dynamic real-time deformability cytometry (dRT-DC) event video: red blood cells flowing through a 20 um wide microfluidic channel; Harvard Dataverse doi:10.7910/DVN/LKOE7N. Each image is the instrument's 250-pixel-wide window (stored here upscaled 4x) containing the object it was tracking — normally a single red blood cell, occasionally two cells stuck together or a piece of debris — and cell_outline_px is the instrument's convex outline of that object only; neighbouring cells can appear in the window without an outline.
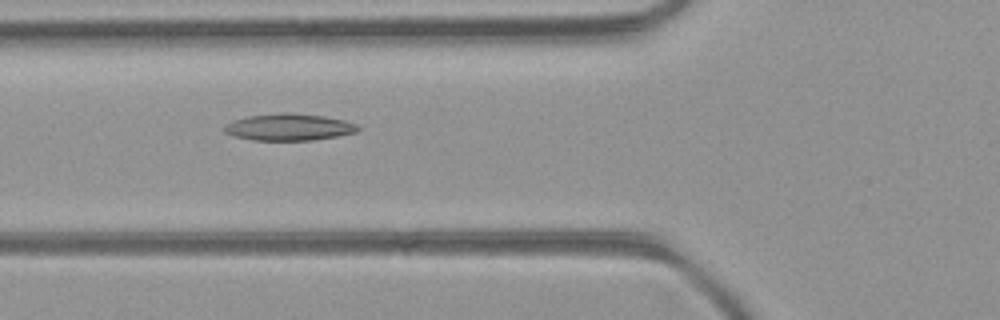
{"species": "common noctule bat (a hibernating species)", "species_latin": "Nyctalus noctula", "temperature_condition": "room temperature", "stored_images_in_passage": 41, "camera_frame_rate_fps": 3000, "um_per_image_px": 0.085, "animal": {"sex": "female", "body_mass_g": 21.9}, "frame": {"image": 1, "passage_image": 10, "time_ms": 3.0, "image_size_px": [1000, 320], "cell_outline_px": [[360, 128], [356, 132], [336, 136], [312, 140], [252, 140], [236, 136], [224, 132], [224, 124], [232, 120], [248, 116], [284, 112], [324, 116], [344, 120], [356, 124]], "centroid_in_image_um": [24.53, 10.8], "position_along_channel_um": 101.3, "area_um2": 20.75}}
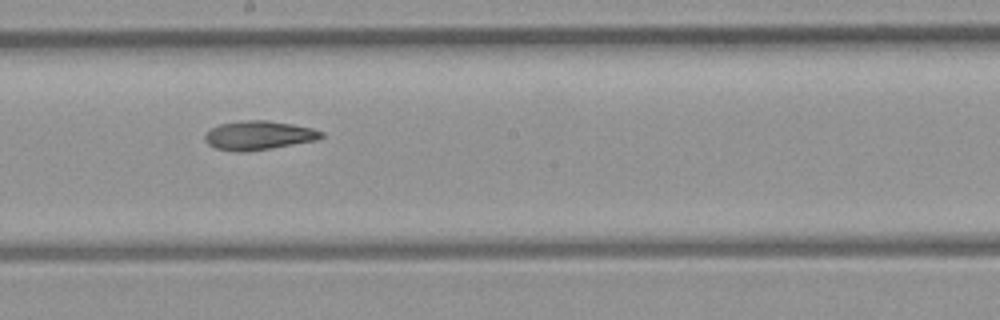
{"frame": {"image": 2, "passage_image": 19, "time_ms": 6.0, "image_size_px": [1000, 320], "cell_outline_px": [[324, 136], [320, 140], [268, 148], [240, 152], [236, 152], [216, 148], [208, 144], [204, 140], [204, 136], [212, 128], [220, 124], [244, 120], [268, 120], [292, 124], [312, 128], [324, 132]], "centroid_in_image_um": [22.02, 11.5], "position_along_channel_um": 226.2, "area_um2": 19.54}}
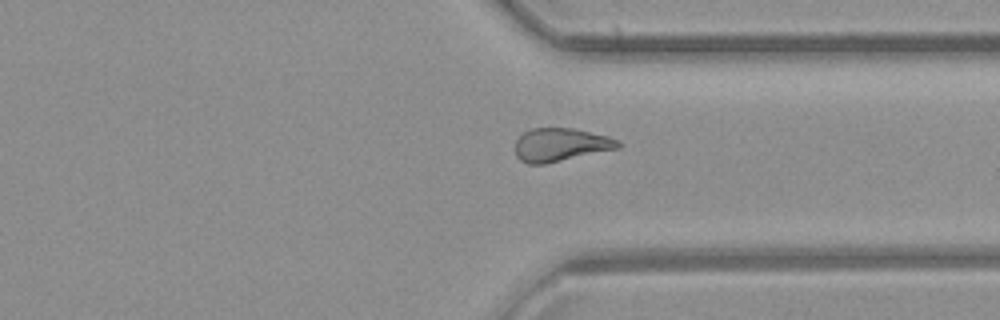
{"frame": {"image": 3, "passage_image": 29, "time_ms": 9.333, "image_size_px": [1000, 320], "cell_outline_px": [[620, 148], [544, 164], [528, 164], [520, 160], [516, 156], [516, 140], [524, 132], [532, 128], [572, 128], [608, 136], [620, 140]], "centroid_in_image_um": [47.66, 12.3], "position_along_channel_um": 363.7, "area_um2": 19.88}, "authors_computed_cell_mechanics": {"area_um2": 19.9988, "velocity_mm_per_s": 4.1435, "shape_relaxation_time_tau1_ms": null, "shape_relaxation_time_tau2_ms": 4.5118, "deformation_change_tau1": null, "deformation_change_tau2": 0.1316}}